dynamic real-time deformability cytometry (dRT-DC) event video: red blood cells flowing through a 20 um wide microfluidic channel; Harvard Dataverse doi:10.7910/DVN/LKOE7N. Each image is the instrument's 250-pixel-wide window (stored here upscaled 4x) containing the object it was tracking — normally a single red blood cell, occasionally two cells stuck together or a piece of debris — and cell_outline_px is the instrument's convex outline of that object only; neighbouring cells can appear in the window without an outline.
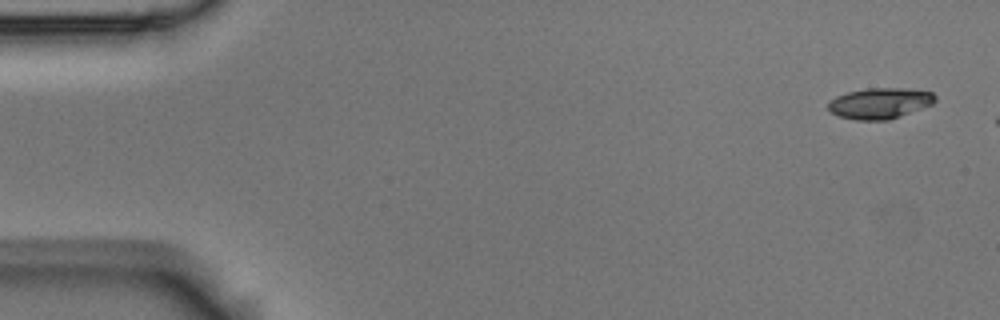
{"species": "Egyptian fruit bat (a non-hibernating species)", "species_latin": "Rousettus aegyptiacus", "temperature_condition": "room temperature", "stored_images_in_passage": 3, "camera_frame_rate_fps": 3000, "um_per_image_px": 0.085, "animal": {"sex": "male"}, "frame": {"image": 1, "passage_image": 1, "time_ms": 0.0, "image_size_px": [1000, 320], "cell_outline_px": [[936, 100], [932, 104], [888, 120], [856, 120], [840, 116], [832, 112], [828, 108], [828, 104], [836, 96], [848, 92], [868, 88], [908, 88], [932, 92], [936, 96]], "centroid_in_image_um": [74.81, 8.77], "position_along_channel_um": 10.2, "area_um2": 19.02}}